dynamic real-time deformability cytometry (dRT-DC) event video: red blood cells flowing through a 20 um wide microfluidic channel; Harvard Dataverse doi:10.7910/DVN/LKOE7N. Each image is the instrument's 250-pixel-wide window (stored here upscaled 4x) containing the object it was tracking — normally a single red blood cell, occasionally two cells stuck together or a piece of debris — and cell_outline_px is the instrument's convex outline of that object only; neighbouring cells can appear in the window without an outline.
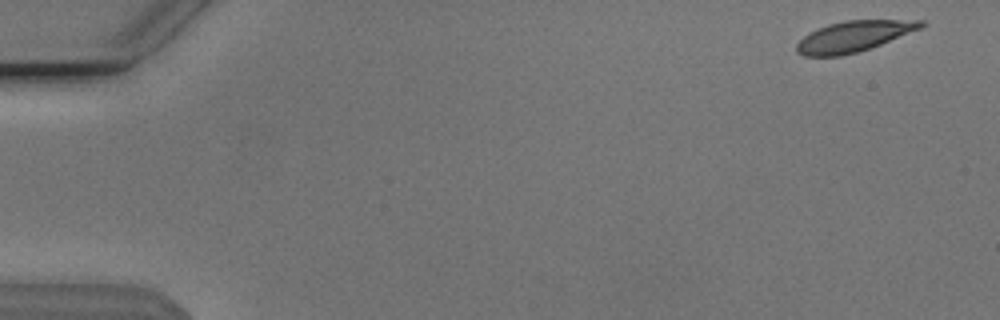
{"species": "Egyptian fruit bat (a non-hibernating species)", "species_latin": "Rousettus aegyptiacus", "temperature_condition": "cold", "stored_images_in_passage": 8, "camera_frame_rate_fps": 3000, "um_per_image_px": 0.085, "animal": {"sex": "male"}, "frame": {"image": 1, "passage_image": 1, "time_ms": 0.0, "image_size_px": [1000, 320], "cell_outline_px": [[928, 24], [924, 28], [880, 44], [856, 52], [840, 56], [804, 56], [796, 52], [796, 44], [808, 32], [828, 24], [844, 20], [924, 20]], "centroid_in_image_um": [72.59, 3.08], "position_along_channel_um": 12.4, "area_um2": 22.37}}